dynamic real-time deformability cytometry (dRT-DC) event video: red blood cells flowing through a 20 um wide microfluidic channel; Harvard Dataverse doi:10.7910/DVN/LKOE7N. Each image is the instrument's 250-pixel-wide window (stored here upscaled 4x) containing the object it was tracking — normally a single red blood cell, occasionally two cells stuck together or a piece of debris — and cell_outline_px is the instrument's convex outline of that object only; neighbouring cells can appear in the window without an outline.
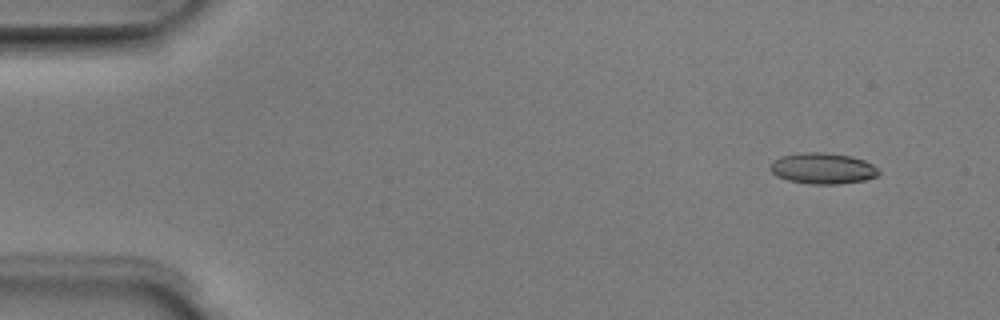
{"species": "Egyptian fruit bat (a non-hibernating species)", "species_latin": "Rousettus aegyptiacus", "temperature_condition": "room temperature", "stored_images_in_passage": 6, "camera_frame_rate_fps": 3000, "um_per_image_px": 0.085, "animal": {"sex": "male"}, "frame": {"image": 1, "passage_image": 2, "time_ms": 0.333, "image_size_px": [1000, 320], "cell_outline_px": [[880, 172], [876, 176], [864, 180], [840, 184], [808, 184], [788, 180], [776, 176], [768, 168], [768, 164], [772, 160], [780, 156], [800, 152], [824, 152], [852, 156], [864, 160], [872, 164]], "centroid_in_image_um": [69.87, 14.3], "position_along_channel_um": 15.1, "area_um2": 19.88}}